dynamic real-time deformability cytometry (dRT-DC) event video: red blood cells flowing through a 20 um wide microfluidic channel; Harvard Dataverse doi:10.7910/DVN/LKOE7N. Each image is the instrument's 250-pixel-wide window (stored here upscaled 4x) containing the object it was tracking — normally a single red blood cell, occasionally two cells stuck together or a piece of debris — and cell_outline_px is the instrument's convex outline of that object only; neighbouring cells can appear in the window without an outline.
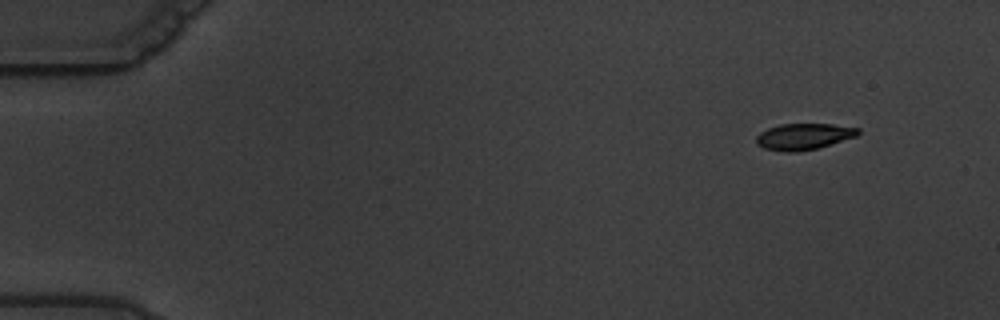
{"species": "common noctule bat (a hibernating species)", "species_latin": "Nyctalus noctula", "temperature_condition": "warm", "stored_images_in_passage": 7, "segment_of_instrument_passage": [2, 2], "camera_frame_rate_fps": 3000, "um_per_image_px": 0.085, "animal": {"sex": "male", "body_mass_g": 19.5, "forearm_length_mm": 54.6}, "frame": {"image": 1, "passage_image": 7, "time_ms": 8.0, "image_size_px": [1000, 320], "cell_outline_px": [[860, 132], [856, 136], [816, 148], [796, 152], [788, 152], [764, 148], [756, 144], [756, 136], [760, 132], [768, 128], [780, 124], [832, 124], [860, 128]], "centroid_in_image_um": [68.29, 11.59], "position_along_channel_um": 16.7, "area_um2": 15.43}}